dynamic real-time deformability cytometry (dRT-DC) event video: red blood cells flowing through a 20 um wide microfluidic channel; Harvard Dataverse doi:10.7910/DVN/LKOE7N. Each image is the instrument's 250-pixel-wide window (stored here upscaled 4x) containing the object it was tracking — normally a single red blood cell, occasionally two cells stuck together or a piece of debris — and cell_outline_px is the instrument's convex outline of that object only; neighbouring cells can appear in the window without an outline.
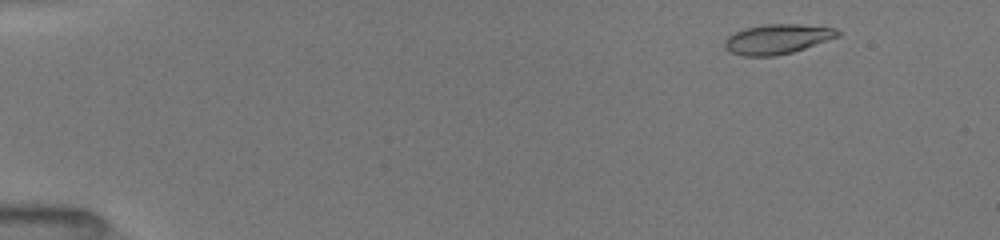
{"species": "common noctule bat (a hibernating species)", "species_latin": "Nyctalus noctula", "temperature_condition": "room temperature", "stored_images_in_passage": 49, "camera_frame_rate_fps": 3000, "um_per_image_px": 0.085, "animal": {"sex": "female", "body_mass_g": 19.5, "forearm_length_mm": 54.1}, "frame": {"image": 1, "passage_image": 3, "time_ms": 0.667, "image_size_px": [1000, 240], "cell_outline_px": [[840, 36], [792, 52], [772, 56], [744, 56], [728, 52], [724, 48], [724, 40], [728, 36], [744, 28], [764, 24], [800, 24], [836, 28], [840, 32]], "centroid_in_image_um": [66.04, 3.32], "position_along_channel_um": 19.0, "area_um2": 19.65}}
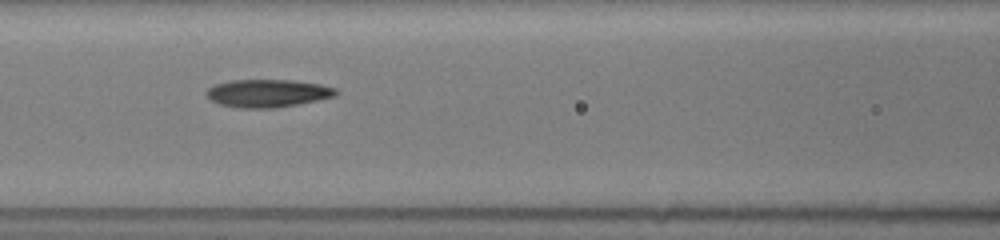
{"frame": {"image": 2, "passage_image": 21, "time_ms": 6.667, "image_size_px": [1000, 240], "cell_outline_px": [[340, 92], [336, 96], [276, 108], [236, 108], [220, 104], [212, 100], [204, 92], [208, 88], [216, 84], [232, 80], [292, 80], [320, 84], [336, 88]], "centroid_in_image_um": [22.76, 7.92], "position_along_channel_um": 143.8, "area_um2": 20.98}}
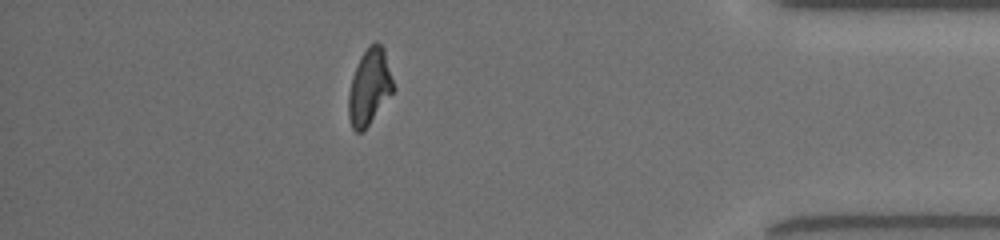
{"frame": {"image": 3, "passage_image": 43, "time_ms": 14.0, "image_size_px": [1000, 240], "cell_outline_px": [[396, 88], [368, 124], [360, 132], [356, 132], [352, 128], [348, 116], [348, 92], [352, 76], [360, 56], [368, 44], [376, 40], [384, 48]], "centroid_in_image_um": [31.4, 7.32], "position_along_channel_um": 403.8, "area_um2": 19.94}, "authors_computed_cell_mechanics": {"area_um2": 20.1144, "velocity_mm_per_s": 4.0197, "shape_relaxation_time_tau1_ms": 3.4208, "shape_relaxation_time_tau2_ms": 3.7859, "deformation_change_tau1": 0.1696, "deformation_change_tau2": 0.0776}}